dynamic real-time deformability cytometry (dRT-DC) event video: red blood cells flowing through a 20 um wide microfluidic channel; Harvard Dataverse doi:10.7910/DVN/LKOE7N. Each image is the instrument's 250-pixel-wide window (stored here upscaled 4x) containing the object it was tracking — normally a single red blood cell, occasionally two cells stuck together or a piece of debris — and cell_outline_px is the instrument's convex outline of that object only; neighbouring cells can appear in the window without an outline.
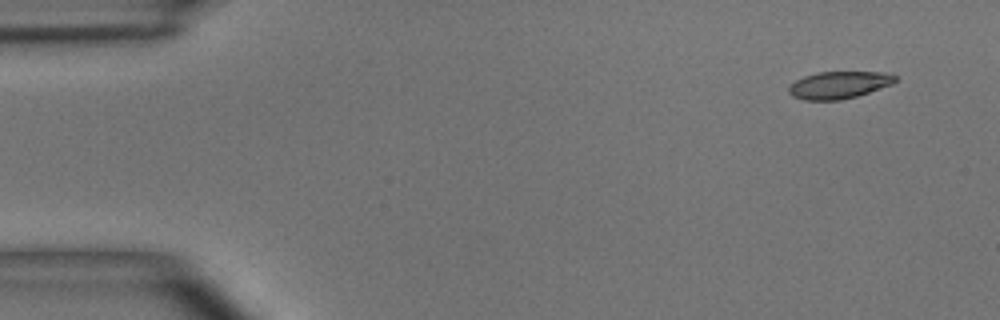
{"species": "common noctule bat (a hibernating species)", "species_latin": "Nyctalus noctula", "temperature_condition": "room temperature", "stored_images_in_passage": 4, "camera_frame_rate_fps": 3000, "um_per_image_px": 0.085, "animal": {"sex": "male", "body_mass_g": 15.6}, "frame": {"image": 1, "passage_image": 1, "time_ms": 0.0, "image_size_px": [1000, 320], "cell_outline_px": [[896, 80], [892, 84], [856, 96], [840, 100], [804, 100], [792, 96], [788, 92], [788, 88], [796, 80], [804, 76], [816, 72], [892, 72], [896, 76]], "centroid_in_image_um": [71.31, 7.21], "position_along_channel_um": 13.7, "area_um2": 16.88}}
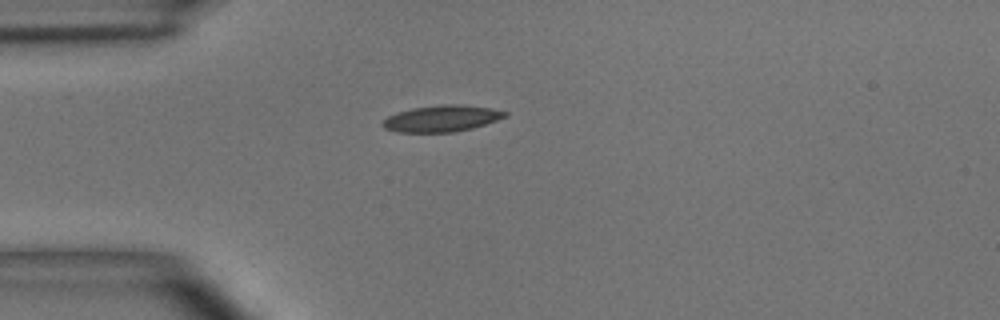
{"frame": {"image": 2, "passage_image": 4, "time_ms": 3.333, "image_size_px": [1000, 320], "cell_outline_px": [[508, 116], [472, 128], [452, 132], [396, 132], [384, 128], [380, 124], [388, 116], [396, 112], [412, 108], [444, 104], [460, 104], [488, 108], [508, 112]], "centroid_in_image_um": [37.5, 10.07], "position_along_channel_um": 47.5, "area_um2": 18.73}}